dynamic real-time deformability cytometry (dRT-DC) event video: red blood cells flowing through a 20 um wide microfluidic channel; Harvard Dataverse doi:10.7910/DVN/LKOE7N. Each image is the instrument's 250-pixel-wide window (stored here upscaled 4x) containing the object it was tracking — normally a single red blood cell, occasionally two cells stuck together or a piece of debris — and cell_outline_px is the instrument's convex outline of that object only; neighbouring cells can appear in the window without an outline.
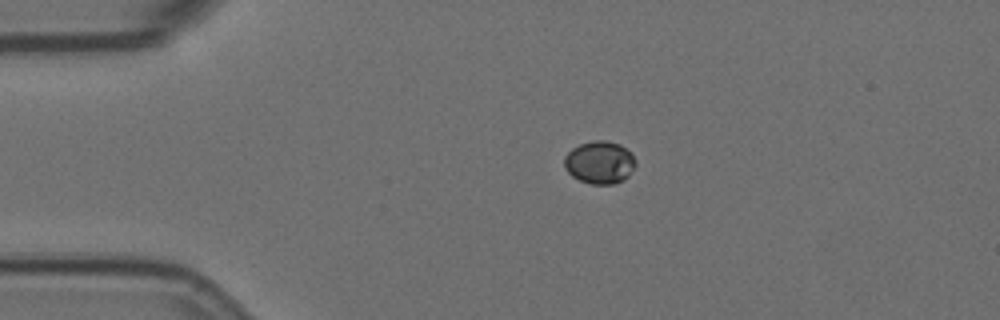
{"species": "Egyptian fruit bat (a non-hibernating species)", "species_latin": "Rousettus aegyptiacus", "temperature_condition": "room temperature", "stored_images_in_passage": 3, "camera_frame_rate_fps": 3000, "um_per_image_px": 0.085, "animal": {"sex": "female"}, "frame": {"image": 1, "passage_image": 1, "time_ms": 0.0, "image_size_px": [1000, 320], "cell_outline_px": [[636, 164], [628, 176], [624, 180], [612, 184], [592, 184], [580, 180], [572, 176], [564, 168], [564, 156], [572, 148], [580, 144], [592, 140], [604, 140], [620, 144], [636, 160]], "centroid_in_image_um": [50.94, 13.8], "position_along_channel_um": 34.1, "area_um2": 17.69}}
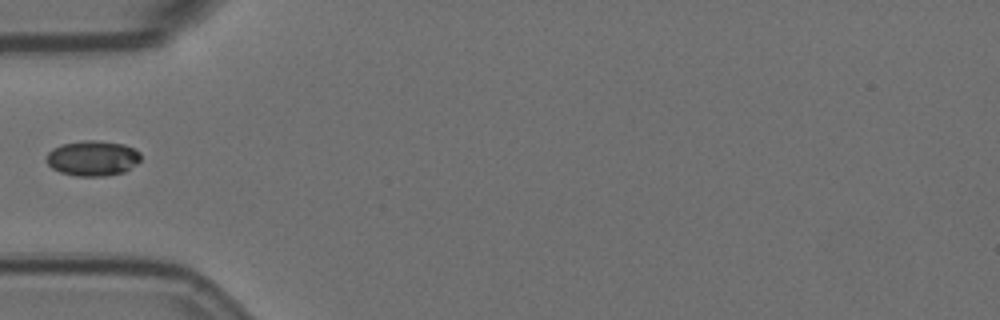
{"frame": {"image": 2, "passage_image": 3, "time_ms": 0.667, "image_size_px": [1000, 320], "cell_outline_px": [[140, 160], [136, 164], [124, 172], [108, 176], [76, 176], [60, 172], [52, 168], [48, 164], [48, 152], [52, 148], [60, 144], [84, 140], [96, 140], [124, 144], [140, 152]], "centroid_in_image_um": [7.88, 13.45], "position_along_channel_um": 77.1, "area_um2": 19.42}}